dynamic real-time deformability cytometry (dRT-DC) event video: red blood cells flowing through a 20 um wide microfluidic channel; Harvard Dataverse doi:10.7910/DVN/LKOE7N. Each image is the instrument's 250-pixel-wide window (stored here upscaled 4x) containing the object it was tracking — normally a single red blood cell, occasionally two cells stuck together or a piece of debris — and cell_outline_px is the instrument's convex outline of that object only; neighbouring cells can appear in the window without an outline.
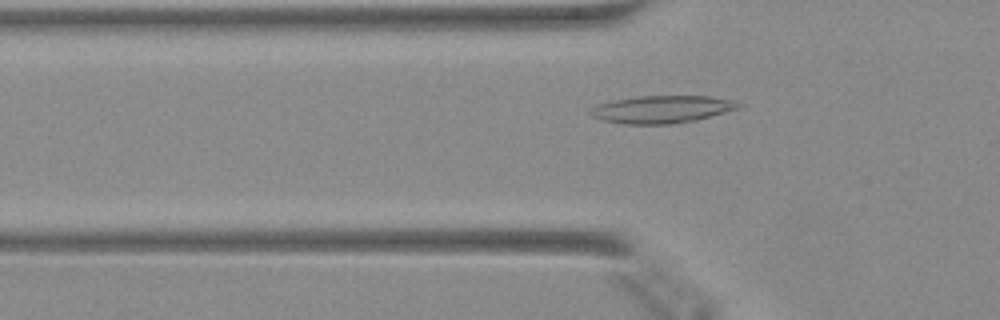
{"species": "Egyptian fruit bat (a non-hibernating species)", "species_latin": "Rousettus aegyptiacus", "temperature_condition": "warm", "stored_images_in_passage": 40, "camera_frame_rate_fps": 3000, "um_per_image_px": 0.085, "animal": {"sex": "female"}, "frame": {"image": 1, "passage_image": 8, "time_ms": 2.333, "image_size_px": [1000, 320], "cell_outline_px": [[744, 104], [740, 108], [696, 120], [676, 124], [624, 124], [600, 120], [592, 116], [588, 112], [596, 104], [612, 100], [640, 96], [708, 96], [732, 100]], "centroid_in_image_um": [56.24, 9.29], "position_along_channel_um": 69.6, "area_um2": 23.93}}
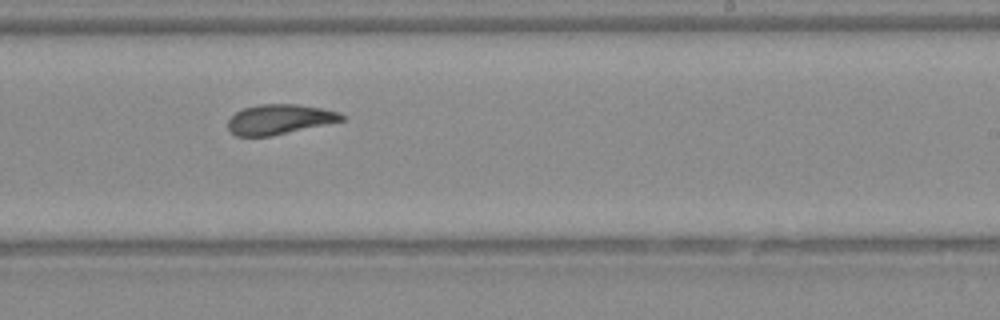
{"frame": {"image": 2, "passage_image": 22, "time_ms": 7.0, "image_size_px": [1000, 320], "cell_outline_px": [[344, 120], [268, 136], [236, 136], [228, 128], [228, 120], [236, 112], [244, 108], [256, 104], [296, 104], [320, 108], [336, 112], [344, 116]], "centroid_in_image_um": [23.69, 10.13], "position_along_channel_um": 265.3, "area_um2": 19.36}}
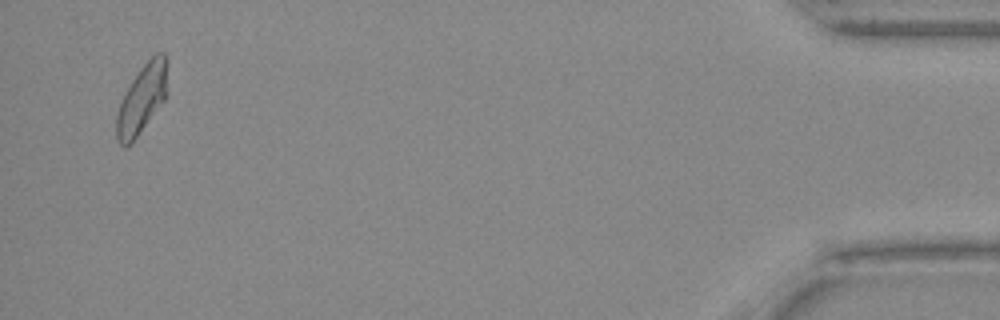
{"frame": {"image": 3, "passage_image": 39, "time_ms": 12.667, "image_size_px": [1000, 320], "cell_outline_px": [[168, 92], [164, 100], [132, 144], [128, 148], [124, 148], [120, 144], [116, 136], [116, 116], [120, 104], [132, 80], [140, 68], [156, 52], [164, 52], [168, 60]], "centroid_in_image_um": [12.1, 8.41], "position_along_channel_um": 423.1, "area_um2": 20.75}}